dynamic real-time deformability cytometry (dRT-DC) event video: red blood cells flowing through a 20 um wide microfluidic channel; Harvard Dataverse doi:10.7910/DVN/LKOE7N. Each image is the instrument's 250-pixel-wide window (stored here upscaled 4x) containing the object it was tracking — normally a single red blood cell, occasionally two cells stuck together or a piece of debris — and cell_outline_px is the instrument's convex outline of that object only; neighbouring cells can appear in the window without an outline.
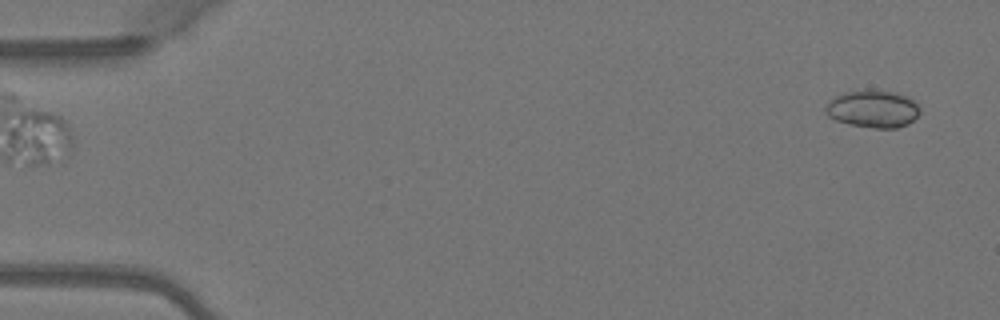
{"species": "Egyptian fruit bat (a non-hibernating species)", "species_latin": "Rousettus aegyptiacus", "temperature_condition": "warm", "stored_images_in_passage": 50, "camera_frame_rate_fps": 3000, "um_per_image_px": 0.085, "animal": {"sex": "female"}, "frame": {"image": 1, "passage_image": 3, "time_ms": 0.667, "image_size_px": [1000, 320], "cell_outline_px": [[920, 112], [908, 124], [896, 128], [872, 128], [848, 124], [836, 120], [828, 116], [824, 112], [824, 108], [836, 96], [844, 92], [896, 92], [908, 96], [920, 108]], "centroid_in_image_um": [74.2, 9.3], "position_along_channel_um": 10.8, "area_um2": 20.06}}
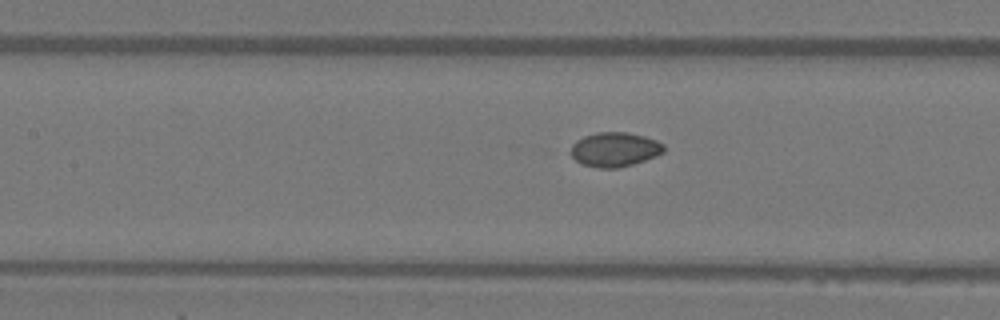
{"frame": {"image": 2, "passage_image": 23, "time_ms": 7.333, "image_size_px": [1000, 320], "cell_outline_px": [[664, 152], [656, 156], [632, 164], [616, 168], [600, 168], [580, 164], [572, 156], [572, 144], [576, 140], [584, 136], [596, 132], [624, 132], [644, 136], [656, 140], [664, 144]], "centroid_in_image_um": [52.25, 12.7], "position_along_channel_um": 155.2, "area_um2": 18.55}}
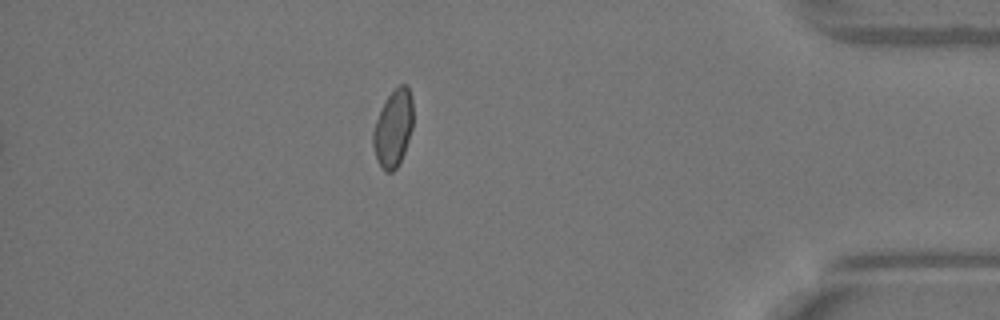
{"frame": {"image": 3, "passage_image": 44, "time_ms": 14.333, "image_size_px": [1000, 320], "cell_outline_px": [[412, 128], [404, 152], [396, 168], [392, 172], [384, 172], [380, 168], [376, 160], [372, 144], [372, 132], [376, 120], [388, 96], [400, 84], [408, 84], [412, 96]], "centroid_in_image_um": [33.41, 10.93], "position_along_channel_um": 401.8, "area_um2": 17.98}}